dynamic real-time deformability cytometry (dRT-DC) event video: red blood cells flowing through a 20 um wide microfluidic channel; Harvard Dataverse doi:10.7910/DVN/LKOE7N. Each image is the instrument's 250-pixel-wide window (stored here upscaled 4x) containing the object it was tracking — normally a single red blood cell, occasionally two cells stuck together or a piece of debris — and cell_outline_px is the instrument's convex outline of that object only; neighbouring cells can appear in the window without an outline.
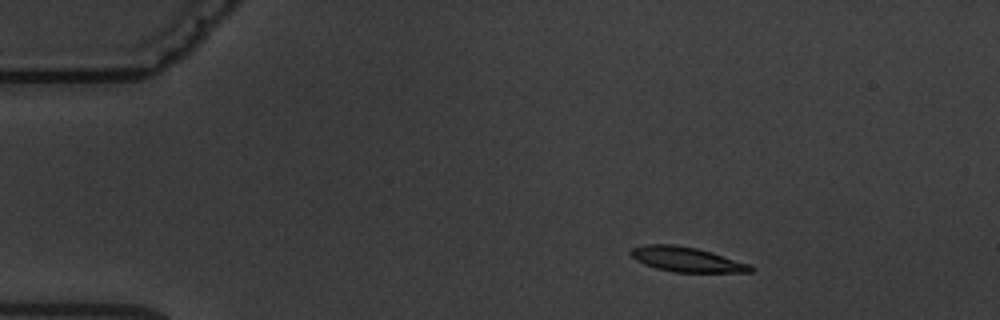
{"species": "common noctule bat (a hibernating species)", "species_latin": "Nyctalus noctula", "temperature_condition": "warm", "stored_images_in_passage": 5, "camera_frame_rate_fps": 3000, "um_per_image_px": 0.085, "animal": {"sex": "male", "body_mass_g": 19.5, "forearm_length_mm": 54.6}, "frame": {"image": 1, "passage_image": 2, "time_ms": 1.333, "image_size_px": [1000, 320], "cell_outline_px": [[756, 268], [752, 272], [672, 272], [656, 268], [644, 264], [636, 260], [628, 252], [632, 248], [644, 244], [672, 244], [696, 248], [712, 252], [748, 264]], "centroid_in_image_um": [58.33, 22.05], "position_along_channel_um": 26.7, "area_um2": 17.28}}
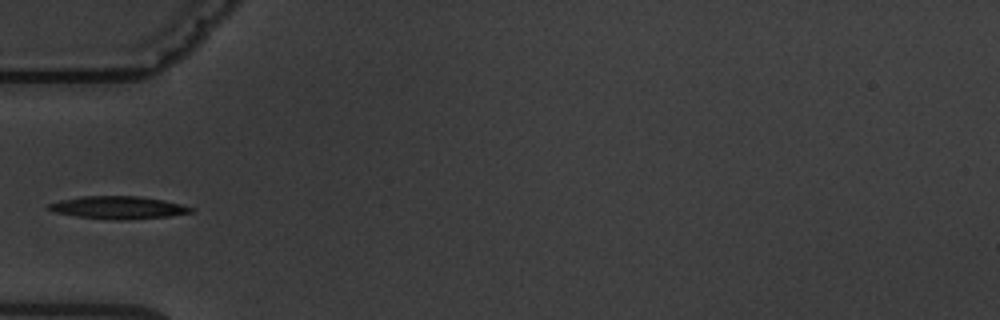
{"frame": {"image": 2, "passage_image": 5, "time_ms": 4.667, "image_size_px": [1000, 320], "cell_outline_px": [[196, 208], [192, 212], [168, 216], [128, 220], [112, 220], [76, 216], [56, 212], [48, 208], [48, 204], [60, 200], [80, 196], [136, 196], [164, 200]], "centroid_in_image_um": [10.06, 17.64], "position_along_channel_um": 74.9, "area_um2": 18.73}}